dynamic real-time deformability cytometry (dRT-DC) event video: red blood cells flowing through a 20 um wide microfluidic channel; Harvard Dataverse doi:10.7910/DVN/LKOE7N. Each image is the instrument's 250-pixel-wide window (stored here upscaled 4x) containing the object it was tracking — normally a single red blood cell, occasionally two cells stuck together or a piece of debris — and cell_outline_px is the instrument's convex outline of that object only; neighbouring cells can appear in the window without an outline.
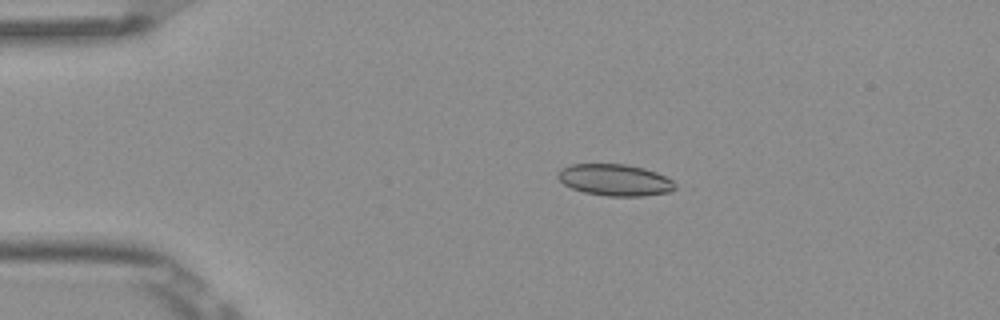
{"species": "Egyptian fruit bat (a non-hibernating species)", "species_latin": "Rousettus aegyptiacus", "temperature_condition": "room temperature", "stored_images_in_passage": 6, "camera_frame_rate_fps": 3000, "um_per_image_px": 0.085, "frame": {"image": 1, "passage_image": 3, "time_ms": 0.667, "image_size_px": [1000, 320], "cell_outline_px": [[676, 188], [672, 192], [644, 196], [608, 196], [584, 192], [572, 188], [564, 184], [556, 176], [560, 168], [572, 164], [624, 164], [644, 168], [656, 172], [672, 180], [676, 184]], "centroid_in_image_um": [52.28, 15.3], "position_along_channel_um": 32.7, "area_um2": 21.68}}
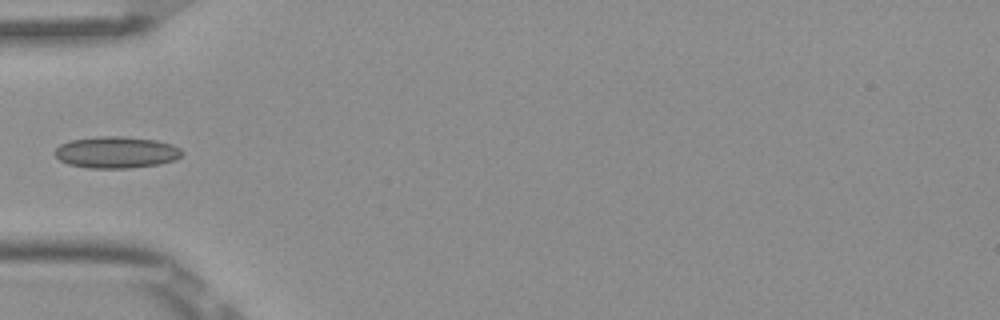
{"frame": {"image": 2, "passage_image": 5, "time_ms": 1.333, "image_size_px": [1000, 320], "cell_outline_px": [[184, 152], [176, 160], [160, 164], [128, 168], [88, 168], [68, 164], [60, 160], [56, 156], [56, 148], [60, 144], [72, 140], [100, 136], [120, 136], [156, 140], [172, 144], [180, 148]], "centroid_in_image_um": [9.92, 12.95], "position_along_channel_um": 75.1, "area_um2": 23.41}}
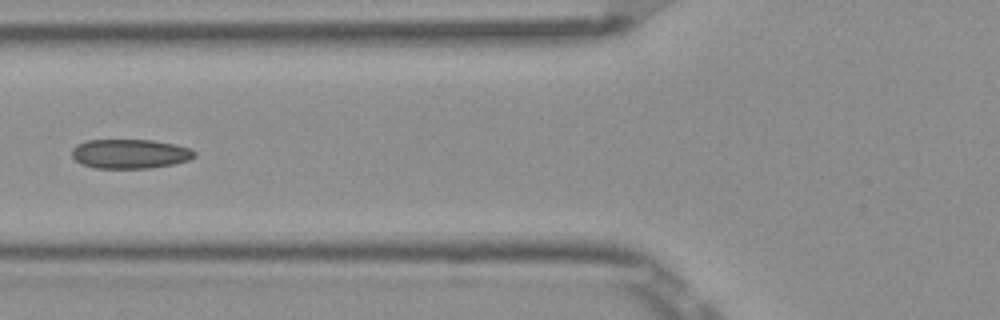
{"frame": {"image": 3, "passage_image": 6, "time_ms": 1.667, "image_size_px": [1000, 320], "cell_outline_px": [[196, 156], [188, 160], [172, 164], [148, 168], [96, 168], [84, 164], [76, 160], [72, 156], [72, 148], [76, 144], [88, 140], [152, 140], [176, 144], [192, 148], [196, 152]], "centroid_in_image_um": [11.08, 13.06], "position_along_channel_um": 114.7, "area_um2": 20.98}}